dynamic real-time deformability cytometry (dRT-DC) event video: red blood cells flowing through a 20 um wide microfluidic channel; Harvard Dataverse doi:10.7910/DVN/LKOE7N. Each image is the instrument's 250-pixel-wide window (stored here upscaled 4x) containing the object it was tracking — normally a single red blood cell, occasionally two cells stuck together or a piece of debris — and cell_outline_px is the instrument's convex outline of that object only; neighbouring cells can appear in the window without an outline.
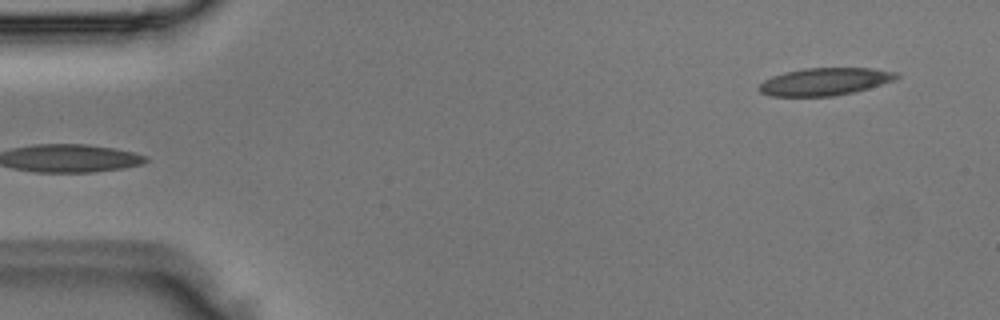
{"species": "Egyptian fruit bat (a non-hibernating species)", "species_latin": "Rousettus aegyptiacus", "temperature_condition": "room temperature", "stored_images_in_passage": 3, "segment_of_instrument_passage": [2, 2], "camera_frame_rate_fps": 3000, "um_per_image_px": 0.085, "animal": {"sex": "male"}, "frame": {"image": 1, "passage_image": 3, "time_ms": 0.667, "image_size_px": [1000, 320], "cell_outline_px": [[900, 76], [892, 80], [868, 88], [852, 92], [832, 96], [772, 96], [760, 92], [760, 84], [764, 80], [772, 76], [784, 72], [804, 68], [872, 68], [900, 72]], "centroid_in_image_um": [70.11, 6.92], "position_along_channel_um": 14.9, "area_um2": 21.85}}